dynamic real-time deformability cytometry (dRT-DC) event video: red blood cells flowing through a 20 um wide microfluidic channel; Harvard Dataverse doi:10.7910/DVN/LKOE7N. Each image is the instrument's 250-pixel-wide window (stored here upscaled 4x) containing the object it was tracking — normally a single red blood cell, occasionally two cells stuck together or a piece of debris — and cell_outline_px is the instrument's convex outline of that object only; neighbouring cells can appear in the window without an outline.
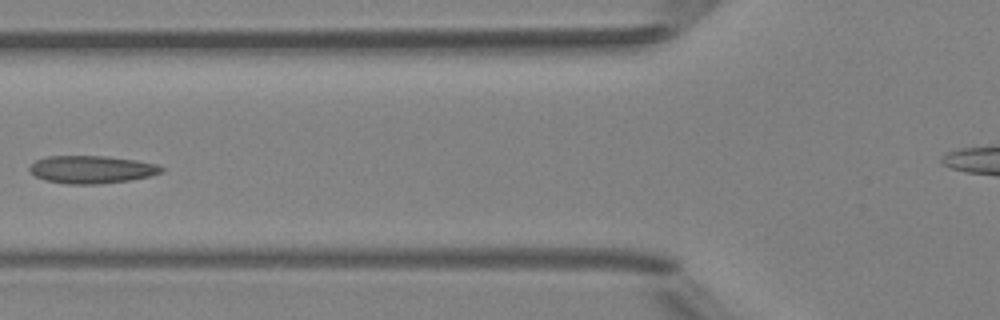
{"species": "Egyptian fruit bat (a non-hibernating species)", "species_latin": "Rousettus aegyptiacus", "temperature_condition": "room temperature", "stored_images_in_passage": 7, "segment_of_instrument_passage": [1, 2], "camera_frame_rate_fps": 3000, "um_per_image_px": 0.085, "animal": {"sex": "female"}, "frame": {"image": 1, "passage_image": 5, "time_ms": 4.667, "image_size_px": [1000, 320], "cell_outline_px": [[164, 172], [148, 176], [128, 180], [96, 184], [68, 184], [44, 180], [36, 176], [28, 168], [36, 160], [48, 156], [104, 156], [136, 160], [156, 164], [164, 168]], "centroid_in_image_um": [7.78, 14.4], "position_along_channel_um": 118.0, "area_um2": 21.1}}
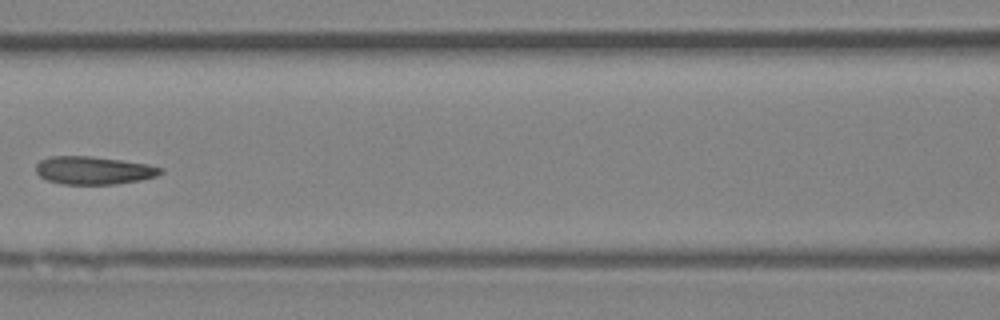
{"frame": {"image": 2, "passage_image": 6, "time_ms": 5.667, "image_size_px": [1000, 320], "cell_outline_px": [[164, 172], [156, 176], [140, 180], [116, 184], [60, 184], [48, 180], [40, 176], [36, 172], [36, 164], [40, 160], [52, 156], [92, 156], [148, 164], [164, 168]], "centroid_in_image_um": [7.97, 14.48], "position_along_channel_um": 158.6, "area_um2": 20.35}}